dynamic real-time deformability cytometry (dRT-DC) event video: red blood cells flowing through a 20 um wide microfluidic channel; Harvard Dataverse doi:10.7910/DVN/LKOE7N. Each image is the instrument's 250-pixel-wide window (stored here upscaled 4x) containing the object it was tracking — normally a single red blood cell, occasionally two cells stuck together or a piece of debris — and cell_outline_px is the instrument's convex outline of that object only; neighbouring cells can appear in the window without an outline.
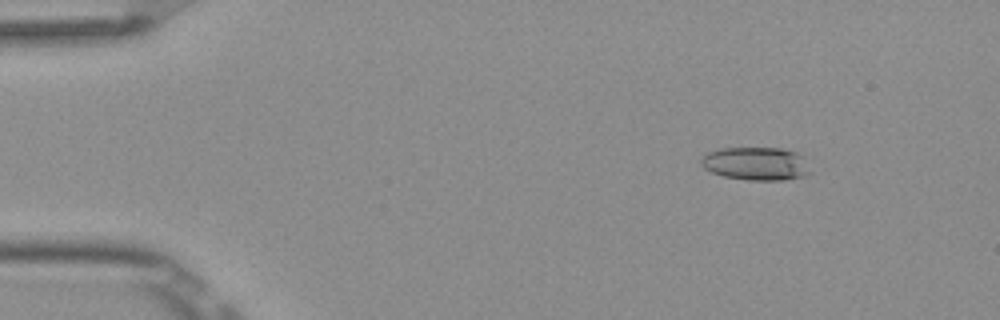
{"species": "Egyptian fruit bat (a non-hibernating species)", "species_latin": "Rousettus aegyptiacus", "temperature_condition": "room temperature", "stored_images_in_passage": 7, "camera_frame_rate_fps": 3000, "um_per_image_px": 0.085, "frame": {"image": 1, "passage_image": 2, "time_ms": 0.333, "image_size_px": [1000, 320], "cell_outline_px": [[812, 172], [804, 176], [784, 180], [748, 180], [724, 176], [712, 172], [704, 168], [700, 164], [700, 160], [708, 152], [720, 148], [784, 148], [796, 152], [804, 156]], "centroid_in_image_um": [64.3, 13.91], "position_along_channel_um": 20.7, "area_um2": 21.33}}
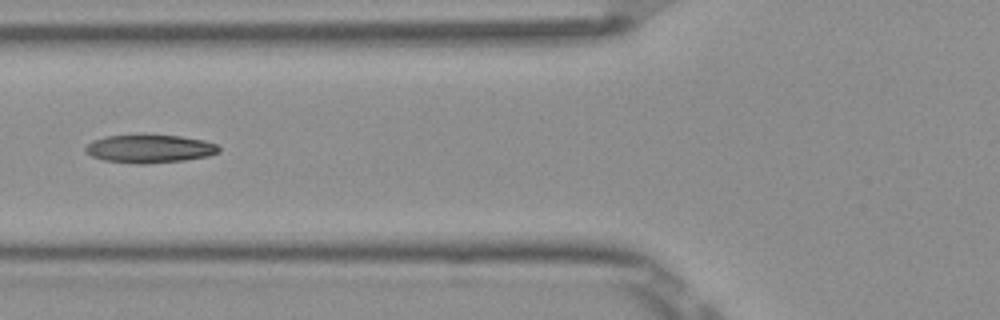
{"frame": {"image": 2, "passage_image": 6, "time_ms": 1.667, "image_size_px": [1000, 320], "cell_outline_px": [[220, 152], [208, 156], [184, 160], [148, 164], [136, 164], [104, 160], [92, 156], [84, 152], [84, 148], [92, 140], [104, 136], [180, 136], [204, 140], [216, 144], [220, 148]], "centroid_in_image_um": [12.71, 12.66], "position_along_channel_um": 113.1, "area_um2": 21.73}}
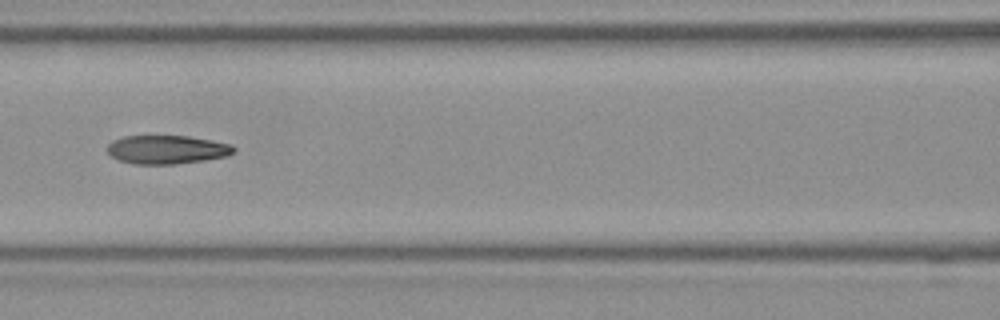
{"frame": {"image": 3, "passage_image": 7, "time_ms": 2.0, "image_size_px": [1000, 320], "cell_outline_px": [[236, 152], [228, 156], [204, 160], [176, 164], [132, 164], [120, 160], [112, 156], [108, 152], [108, 144], [112, 140], [124, 136], [188, 136], [212, 140], [232, 144], [236, 148]], "centroid_in_image_um": [14.23, 12.71], "position_along_channel_um": 152.4, "area_um2": 21.21}}